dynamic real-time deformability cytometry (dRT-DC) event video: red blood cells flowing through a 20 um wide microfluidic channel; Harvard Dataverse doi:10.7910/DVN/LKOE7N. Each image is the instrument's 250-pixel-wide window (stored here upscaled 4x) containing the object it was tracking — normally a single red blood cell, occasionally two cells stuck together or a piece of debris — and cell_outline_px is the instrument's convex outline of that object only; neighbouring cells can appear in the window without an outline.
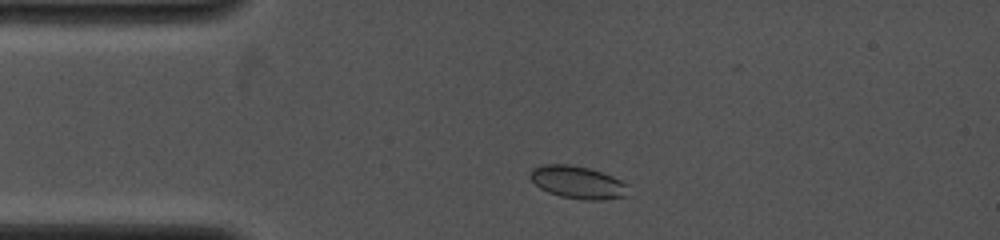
{"species": "common noctule bat (a hibernating species)", "species_latin": "Nyctalus noctula", "temperature_condition": "cold", "stored_images_in_passage": 12, "camera_frame_rate_fps": 4000, "um_per_image_px": 0.085, "animal": {"sex": "female", "body_mass_g": 19.0, "forearm_length_mm": 53.3}, "frame": {"image": 1, "passage_image": 4, "time_ms": 1.0, "image_size_px": [1000, 240], "cell_outline_px": [[628, 196], [604, 200], [584, 200], [560, 196], [548, 192], [540, 188], [528, 176], [532, 168], [544, 164], [568, 164], [592, 168], [612, 176], [628, 184]], "centroid_in_image_um": [49.13, 15.49], "position_along_channel_um": 35.9, "area_um2": 18.9}}
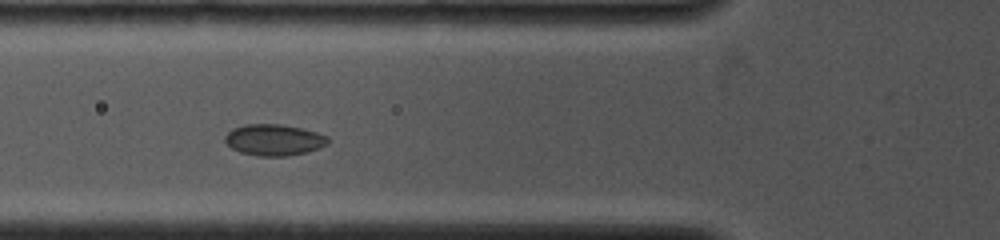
{"frame": {"image": 2, "passage_image": 10, "time_ms": 3.25, "image_size_px": [1000, 240], "cell_outline_px": [[328, 144], [308, 152], [288, 156], [256, 156], [240, 152], [232, 148], [224, 140], [224, 136], [232, 128], [244, 124], [280, 124], [304, 128], [328, 136]], "centroid_in_image_um": [23.29, 11.89], "position_along_channel_um": 102.5, "area_um2": 18.96}}
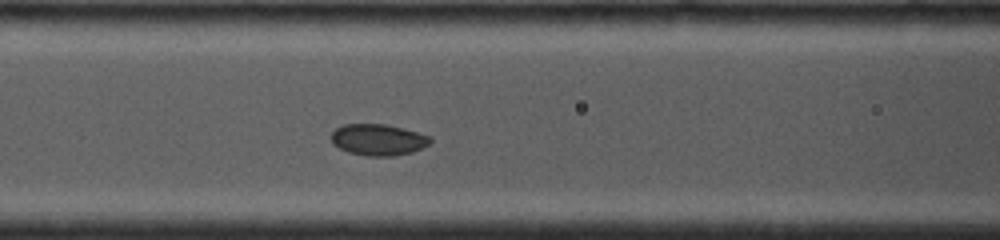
{"frame": {"image": 3, "passage_image": 12, "time_ms": 4.0, "image_size_px": [1000, 240], "cell_outline_px": [[432, 140], [428, 144], [412, 152], [396, 156], [368, 156], [348, 152], [332, 144], [332, 132], [336, 128], [344, 124], [388, 124], [404, 128], [432, 136]], "centroid_in_image_um": [32.16, 11.87], "position_along_channel_um": 134.4, "area_um2": 18.21}}